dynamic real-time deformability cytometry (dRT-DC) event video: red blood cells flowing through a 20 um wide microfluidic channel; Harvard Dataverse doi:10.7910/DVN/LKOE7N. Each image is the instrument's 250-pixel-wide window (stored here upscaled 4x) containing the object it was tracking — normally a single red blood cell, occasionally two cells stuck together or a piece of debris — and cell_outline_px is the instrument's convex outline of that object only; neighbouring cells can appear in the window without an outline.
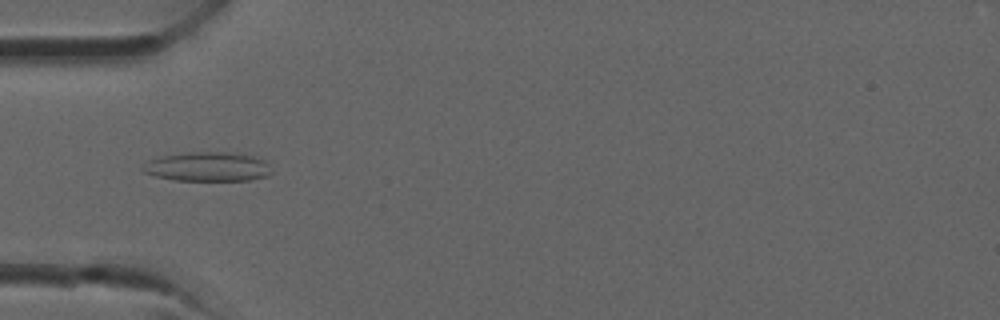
{"species": "common noctule bat (a hibernating species)", "species_latin": "Nyctalus noctula", "temperature_condition": "room temperature", "stored_images_in_passage": 34, "camera_frame_rate_fps": 3000, "um_per_image_px": 0.085, "animal": {"sex": "male", "forearm_length_mm": 52.5}, "frame": {"image": 1, "passage_image": 10, "time_ms": 3.0, "image_size_px": [1000, 320], "cell_outline_px": [[272, 172], [268, 176], [248, 180], [176, 180], [156, 176], [144, 172], [140, 168], [148, 160], [164, 156], [188, 152], [224, 152], [252, 156], [264, 160], [268, 164]], "centroid_in_image_um": [17.65, 14.17], "position_along_channel_um": 67.4, "area_um2": 21.73}}
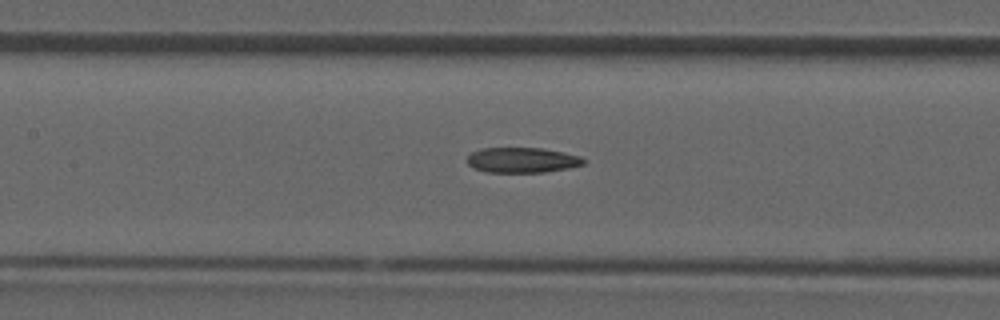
{"frame": {"image": 2, "passage_image": 15, "time_ms": 4.667, "image_size_px": [1000, 320], "cell_outline_px": [[584, 164], [568, 168], [544, 172], [484, 172], [472, 168], [468, 164], [468, 156], [472, 152], [480, 148], [540, 148], [580, 156], [584, 160]], "centroid_in_image_um": [44.33, 13.61], "position_along_channel_um": 163.1, "area_um2": 16.99}}
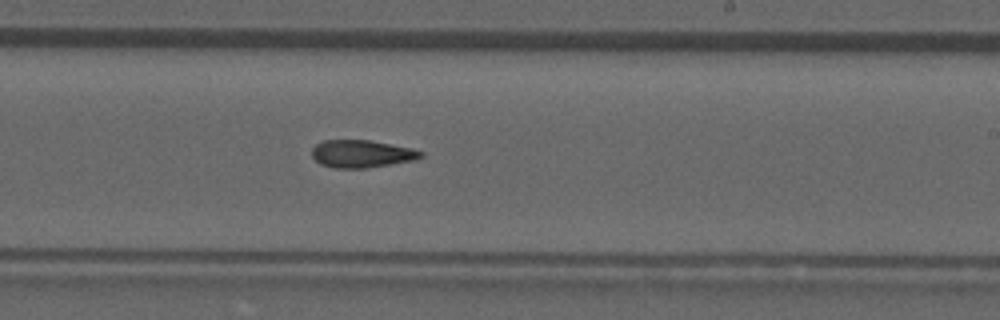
{"frame": {"image": 3, "passage_image": 20, "time_ms": 6.333, "image_size_px": [1000, 320], "cell_outline_px": [[424, 156], [416, 160], [368, 168], [332, 168], [320, 164], [312, 156], [312, 148], [316, 144], [324, 140], [372, 140], [412, 148], [424, 152]], "centroid_in_image_um": [30.77, 13.07], "position_along_channel_um": 258.2, "area_um2": 17.74}}